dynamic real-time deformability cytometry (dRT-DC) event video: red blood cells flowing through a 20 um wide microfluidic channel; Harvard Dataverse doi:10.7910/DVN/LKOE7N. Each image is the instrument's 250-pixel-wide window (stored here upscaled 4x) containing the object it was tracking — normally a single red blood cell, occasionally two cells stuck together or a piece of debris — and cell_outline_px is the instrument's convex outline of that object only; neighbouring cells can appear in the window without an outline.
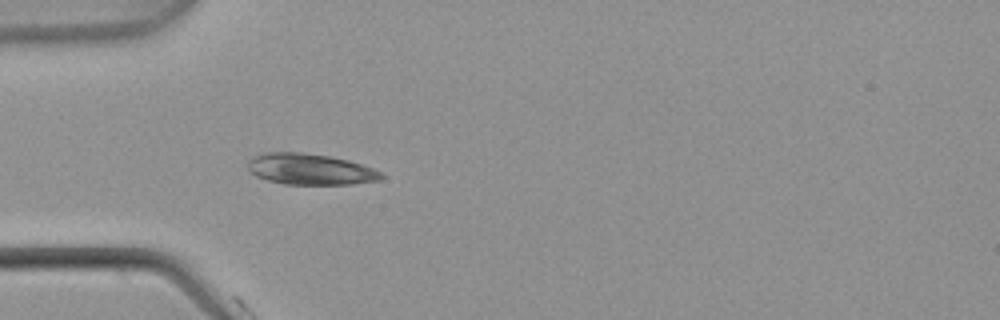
{"species": "common noctule bat (a hibernating species)", "species_latin": "Nyctalus noctula", "temperature_condition": "warm", "stored_images_in_passage": 6, "camera_frame_rate_fps": 3000, "um_per_image_px": 0.085, "animal": {"sex": "male", "body_mass_g": 21.5, "forearm_length_mm": 52.0}, "frame": {"image": 1, "passage_image": 4, "time_ms": 1.0, "image_size_px": [1000, 320], "cell_outline_px": [[384, 176], [380, 180], [352, 184], [284, 184], [268, 180], [256, 176], [248, 168], [248, 160], [252, 156], [264, 152], [300, 152], [328, 156], [348, 160], [372, 168], [380, 172]], "centroid_in_image_um": [26.33, 14.38], "position_along_channel_um": 58.7, "area_um2": 24.04}}